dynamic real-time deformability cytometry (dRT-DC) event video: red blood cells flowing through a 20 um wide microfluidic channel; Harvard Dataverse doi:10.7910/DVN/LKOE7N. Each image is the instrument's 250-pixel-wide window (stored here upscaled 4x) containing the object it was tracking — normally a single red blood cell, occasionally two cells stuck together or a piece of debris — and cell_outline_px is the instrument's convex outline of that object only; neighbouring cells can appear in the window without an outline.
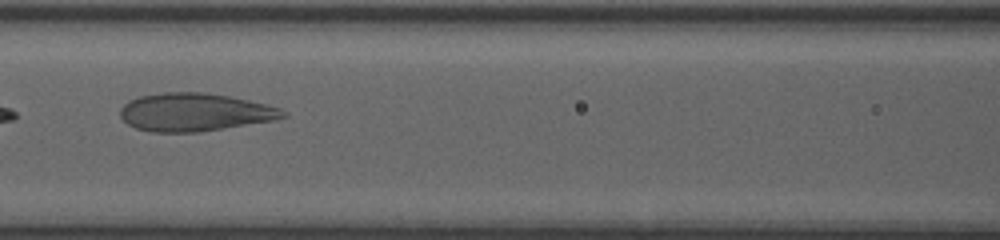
{"species": "human", "species_latin": "Homo sapiens", "temperature_condition": "room temperature", "stored_images_in_passage": 7, "camera_frame_rate_fps": 3000, "um_per_image_px": 0.085, "donor": {"sex": "female"}, "frame": {"image": 1, "passage_image": 6, "time_ms": 1.667, "image_size_px": [1000, 240], "cell_outline_px": [[288, 116], [276, 120], [200, 132], [152, 132], [136, 128], [128, 124], [120, 116], [120, 108], [128, 100], [140, 96], [164, 92], [204, 92], [228, 96], [268, 104], [280, 108], [288, 112]], "centroid_in_image_um": [16.58, 9.54], "position_along_channel_um": 150.0, "area_um2": 36.3}}